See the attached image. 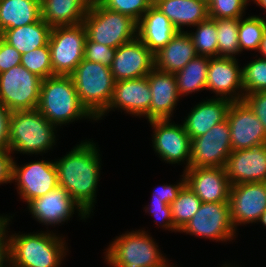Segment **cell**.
<instances>
[{"label":"cell","mask_w":266,"mask_h":267,"mask_svg":"<svg viewBox=\"0 0 266 267\" xmlns=\"http://www.w3.org/2000/svg\"><path fill=\"white\" fill-rule=\"evenodd\" d=\"M79 143V144H78ZM71 151L55 158L59 187L64 188L73 200L91 218L103 166L100 147L94 140H81Z\"/></svg>","instance_id":"obj_1"},{"label":"cell","mask_w":266,"mask_h":267,"mask_svg":"<svg viewBox=\"0 0 266 267\" xmlns=\"http://www.w3.org/2000/svg\"><path fill=\"white\" fill-rule=\"evenodd\" d=\"M42 230L9 234L10 267H60L65 264L69 253L66 238L55 229Z\"/></svg>","instance_id":"obj_2"},{"label":"cell","mask_w":266,"mask_h":267,"mask_svg":"<svg viewBox=\"0 0 266 267\" xmlns=\"http://www.w3.org/2000/svg\"><path fill=\"white\" fill-rule=\"evenodd\" d=\"M37 109L59 129L83 119L97 122L81 103L70 76L55 75L42 80Z\"/></svg>","instance_id":"obj_3"},{"label":"cell","mask_w":266,"mask_h":267,"mask_svg":"<svg viewBox=\"0 0 266 267\" xmlns=\"http://www.w3.org/2000/svg\"><path fill=\"white\" fill-rule=\"evenodd\" d=\"M58 130L60 129L51 124L38 109L12 111L9 150L12 155L22 153L28 156H43L53 151L54 146L57 147Z\"/></svg>","instance_id":"obj_4"},{"label":"cell","mask_w":266,"mask_h":267,"mask_svg":"<svg viewBox=\"0 0 266 267\" xmlns=\"http://www.w3.org/2000/svg\"><path fill=\"white\" fill-rule=\"evenodd\" d=\"M149 233L144 227L120 233L104 249V263L109 267H154L164 264L168 257Z\"/></svg>","instance_id":"obj_5"},{"label":"cell","mask_w":266,"mask_h":267,"mask_svg":"<svg viewBox=\"0 0 266 267\" xmlns=\"http://www.w3.org/2000/svg\"><path fill=\"white\" fill-rule=\"evenodd\" d=\"M69 76L81 103L97 120L113 97L115 81L111 68L83 59Z\"/></svg>","instance_id":"obj_6"},{"label":"cell","mask_w":266,"mask_h":267,"mask_svg":"<svg viewBox=\"0 0 266 267\" xmlns=\"http://www.w3.org/2000/svg\"><path fill=\"white\" fill-rule=\"evenodd\" d=\"M83 24L91 41L111 48L137 37L138 23L134 19L103 7L97 0H92Z\"/></svg>","instance_id":"obj_7"},{"label":"cell","mask_w":266,"mask_h":267,"mask_svg":"<svg viewBox=\"0 0 266 267\" xmlns=\"http://www.w3.org/2000/svg\"><path fill=\"white\" fill-rule=\"evenodd\" d=\"M179 233L226 244L238 236L231 220L229 202H202Z\"/></svg>","instance_id":"obj_8"},{"label":"cell","mask_w":266,"mask_h":267,"mask_svg":"<svg viewBox=\"0 0 266 267\" xmlns=\"http://www.w3.org/2000/svg\"><path fill=\"white\" fill-rule=\"evenodd\" d=\"M86 28L83 23L53 27L49 49L54 75L69 76L84 59Z\"/></svg>","instance_id":"obj_9"},{"label":"cell","mask_w":266,"mask_h":267,"mask_svg":"<svg viewBox=\"0 0 266 267\" xmlns=\"http://www.w3.org/2000/svg\"><path fill=\"white\" fill-rule=\"evenodd\" d=\"M152 128V149L159 160L171 165L190 167L191 138L186 133L183 123L177 124L172 119L147 121Z\"/></svg>","instance_id":"obj_10"},{"label":"cell","mask_w":266,"mask_h":267,"mask_svg":"<svg viewBox=\"0 0 266 267\" xmlns=\"http://www.w3.org/2000/svg\"><path fill=\"white\" fill-rule=\"evenodd\" d=\"M41 82L21 64L0 73V103L11 112L37 109Z\"/></svg>","instance_id":"obj_11"},{"label":"cell","mask_w":266,"mask_h":267,"mask_svg":"<svg viewBox=\"0 0 266 267\" xmlns=\"http://www.w3.org/2000/svg\"><path fill=\"white\" fill-rule=\"evenodd\" d=\"M42 158L23 163L24 165H19L14 158L12 183H15L16 191L26 205L59 186L54 160Z\"/></svg>","instance_id":"obj_12"},{"label":"cell","mask_w":266,"mask_h":267,"mask_svg":"<svg viewBox=\"0 0 266 267\" xmlns=\"http://www.w3.org/2000/svg\"><path fill=\"white\" fill-rule=\"evenodd\" d=\"M26 208L36 222L45 225L48 230L49 226H61L74 217L77 213L79 219L86 222L90 218L83 209L73 200L69 193L62 187L50 191L44 196L30 201ZM71 218V219H70ZM61 224V225H60ZM47 226V227H46Z\"/></svg>","instance_id":"obj_13"},{"label":"cell","mask_w":266,"mask_h":267,"mask_svg":"<svg viewBox=\"0 0 266 267\" xmlns=\"http://www.w3.org/2000/svg\"><path fill=\"white\" fill-rule=\"evenodd\" d=\"M232 152L228 120L191 139L190 167H224Z\"/></svg>","instance_id":"obj_14"},{"label":"cell","mask_w":266,"mask_h":267,"mask_svg":"<svg viewBox=\"0 0 266 267\" xmlns=\"http://www.w3.org/2000/svg\"><path fill=\"white\" fill-rule=\"evenodd\" d=\"M151 101L152 95L149 82L146 77L130 80L116 81L114 84L113 97L106 111L97 119V122L104 120V117L111 111L124 112L151 120Z\"/></svg>","instance_id":"obj_15"},{"label":"cell","mask_w":266,"mask_h":267,"mask_svg":"<svg viewBox=\"0 0 266 267\" xmlns=\"http://www.w3.org/2000/svg\"><path fill=\"white\" fill-rule=\"evenodd\" d=\"M229 204L232 223L238 226L257 224L266 210V186L264 182L231 185Z\"/></svg>","instance_id":"obj_16"},{"label":"cell","mask_w":266,"mask_h":267,"mask_svg":"<svg viewBox=\"0 0 266 267\" xmlns=\"http://www.w3.org/2000/svg\"><path fill=\"white\" fill-rule=\"evenodd\" d=\"M238 61V58H210L206 91L212 92L213 98H225L232 102L244 99L242 66Z\"/></svg>","instance_id":"obj_17"},{"label":"cell","mask_w":266,"mask_h":267,"mask_svg":"<svg viewBox=\"0 0 266 267\" xmlns=\"http://www.w3.org/2000/svg\"><path fill=\"white\" fill-rule=\"evenodd\" d=\"M227 120L230 127L232 151L266 144V131L244 100L231 103Z\"/></svg>","instance_id":"obj_18"},{"label":"cell","mask_w":266,"mask_h":267,"mask_svg":"<svg viewBox=\"0 0 266 267\" xmlns=\"http://www.w3.org/2000/svg\"><path fill=\"white\" fill-rule=\"evenodd\" d=\"M110 68L115 82L143 78L154 69V54L136 37L116 49Z\"/></svg>","instance_id":"obj_19"},{"label":"cell","mask_w":266,"mask_h":267,"mask_svg":"<svg viewBox=\"0 0 266 267\" xmlns=\"http://www.w3.org/2000/svg\"><path fill=\"white\" fill-rule=\"evenodd\" d=\"M230 185L264 182L266 144L232 151L224 166Z\"/></svg>","instance_id":"obj_20"},{"label":"cell","mask_w":266,"mask_h":267,"mask_svg":"<svg viewBox=\"0 0 266 267\" xmlns=\"http://www.w3.org/2000/svg\"><path fill=\"white\" fill-rule=\"evenodd\" d=\"M186 184L202 202H229L230 183L224 167H189Z\"/></svg>","instance_id":"obj_21"},{"label":"cell","mask_w":266,"mask_h":267,"mask_svg":"<svg viewBox=\"0 0 266 267\" xmlns=\"http://www.w3.org/2000/svg\"><path fill=\"white\" fill-rule=\"evenodd\" d=\"M205 99L196 103L182 121L191 139L202 136L216 124L227 119L231 100L213 97Z\"/></svg>","instance_id":"obj_22"},{"label":"cell","mask_w":266,"mask_h":267,"mask_svg":"<svg viewBox=\"0 0 266 267\" xmlns=\"http://www.w3.org/2000/svg\"><path fill=\"white\" fill-rule=\"evenodd\" d=\"M147 79L152 95L151 120L172 119L175 108L182 99L174 75L154 68Z\"/></svg>","instance_id":"obj_23"},{"label":"cell","mask_w":266,"mask_h":267,"mask_svg":"<svg viewBox=\"0 0 266 267\" xmlns=\"http://www.w3.org/2000/svg\"><path fill=\"white\" fill-rule=\"evenodd\" d=\"M177 32L168 17L154 4L144 13L137 25V37L153 54L161 50Z\"/></svg>","instance_id":"obj_24"},{"label":"cell","mask_w":266,"mask_h":267,"mask_svg":"<svg viewBox=\"0 0 266 267\" xmlns=\"http://www.w3.org/2000/svg\"><path fill=\"white\" fill-rule=\"evenodd\" d=\"M153 4L178 31L184 32L209 18L207 0H154Z\"/></svg>","instance_id":"obj_25"},{"label":"cell","mask_w":266,"mask_h":267,"mask_svg":"<svg viewBox=\"0 0 266 267\" xmlns=\"http://www.w3.org/2000/svg\"><path fill=\"white\" fill-rule=\"evenodd\" d=\"M198 54L187 31H178L175 36L154 54V68L174 74Z\"/></svg>","instance_id":"obj_26"},{"label":"cell","mask_w":266,"mask_h":267,"mask_svg":"<svg viewBox=\"0 0 266 267\" xmlns=\"http://www.w3.org/2000/svg\"><path fill=\"white\" fill-rule=\"evenodd\" d=\"M41 17L51 27L83 23L92 0H40Z\"/></svg>","instance_id":"obj_27"},{"label":"cell","mask_w":266,"mask_h":267,"mask_svg":"<svg viewBox=\"0 0 266 267\" xmlns=\"http://www.w3.org/2000/svg\"><path fill=\"white\" fill-rule=\"evenodd\" d=\"M51 27L41 18L39 21L5 30L0 37L20 54L46 46L49 41Z\"/></svg>","instance_id":"obj_28"},{"label":"cell","mask_w":266,"mask_h":267,"mask_svg":"<svg viewBox=\"0 0 266 267\" xmlns=\"http://www.w3.org/2000/svg\"><path fill=\"white\" fill-rule=\"evenodd\" d=\"M40 0H0V35L41 19Z\"/></svg>","instance_id":"obj_29"},{"label":"cell","mask_w":266,"mask_h":267,"mask_svg":"<svg viewBox=\"0 0 266 267\" xmlns=\"http://www.w3.org/2000/svg\"><path fill=\"white\" fill-rule=\"evenodd\" d=\"M209 61L210 57L197 55L182 70L173 74L181 98L206 90Z\"/></svg>","instance_id":"obj_30"},{"label":"cell","mask_w":266,"mask_h":267,"mask_svg":"<svg viewBox=\"0 0 266 267\" xmlns=\"http://www.w3.org/2000/svg\"><path fill=\"white\" fill-rule=\"evenodd\" d=\"M239 18L238 41L240 52L259 51L261 41L266 31V18L258 15H250Z\"/></svg>","instance_id":"obj_31"},{"label":"cell","mask_w":266,"mask_h":267,"mask_svg":"<svg viewBox=\"0 0 266 267\" xmlns=\"http://www.w3.org/2000/svg\"><path fill=\"white\" fill-rule=\"evenodd\" d=\"M186 31L190 35L198 55L210 58L218 57L216 19L208 18L194 26L193 31Z\"/></svg>","instance_id":"obj_32"},{"label":"cell","mask_w":266,"mask_h":267,"mask_svg":"<svg viewBox=\"0 0 266 267\" xmlns=\"http://www.w3.org/2000/svg\"><path fill=\"white\" fill-rule=\"evenodd\" d=\"M218 57L241 56L238 41L239 18L216 19Z\"/></svg>","instance_id":"obj_33"},{"label":"cell","mask_w":266,"mask_h":267,"mask_svg":"<svg viewBox=\"0 0 266 267\" xmlns=\"http://www.w3.org/2000/svg\"><path fill=\"white\" fill-rule=\"evenodd\" d=\"M202 201L185 184L177 195V198L170 203L174 226L180 231L184 225L194 216Z\"/></svg>","instance_id":"obj_34"},{"label":"cell","mask_w":266,"mask_h":267,"mask_svg":"<svg viewBox=\"0 0 266 267\" xmlns=\"http://www.w3.org/2000/svg\"><path fill=\"white\" fill-rule=\"evenodd\" d=\"M255 56L242 66L244 96L253 92H266V59Z\"/></svg>","instance_id":"obj_35"},{"label":"cell","mask_w":266,"mask_h":267,"mask_svg":"<svg viewBox=\"0 0 266 267\" xmlns=\"http://www.w3.org/2000/svg\"><path fill=\"white\" fill-rule=\"evenodd\" d=\"M21 65L42 80L53 74L49 44L21 54Z\"/></svg>","instance_id":"obj_36"},{"label":"cell","mask_w":266,"mask_h":267,"mask_svg":"<svg viewBox=\"0 0 266 267\" xmlns=\"http://www.w3.org/2000/svg\"><path fill=\"white\" fill-rule=\"evenodd\" d=\"M207 3L211 19L241 18L252 4L250 0H207Z\"/></svg>","instance_id":"obj_37"},{"label":"cell","mask_w":266,"mask_h":267,"mask_svg":"<svg viewBox=\"0 0 266 267\" xmlns=\"http://www.w3.org/2000/svg\"><path fill=\"white\" fill-rule=\"evenodd\" d=\"M103 7L127 15L137 23L153 5L154 0H97Z\"/></svg>","instance_id":"obj_38"},{"label":"cell","mask_w":266,"mask_h":267,"mask_svg":"<svg viewBox=\"0 0 266 267\" xmlns=\"http://www.w3.org/2000/svg\"><path fill=\"white\" fill-rule=\"evenodd\" d=\"M116 48L96 43L88 37L85 39L84 59L95 63H100L105 67H111Z\"/></svg>","instance_id":"obj_39"},{"label":"cell","mask_w":266,"mask_h":267,"mask_svg":"<svg viewBox=\"0 0 266 267\" xmlns=\"http://www.w3.org/2000/svg\"><path fill=\"white\" fill-rule=\"evenodd\" d=\"M144 206L145 213L150 214L149 216H153L156 223V227L162 228L163 230H168L175 233H179V230L174 226L173 219H172V212L170 205L166 204L165 202H150ZM158 222V224H157Z\"/></svg>","instance_id":"obj_40"},{"label":"cell","mask_w":266,"mask_h":267,"mask_svg":"<svg viewBox=\"0 0 266 267\" xmlns=\"http://www.w3.org/2000/svg\"><path fill=\"white\" fill-rule=\"evenodd\" d=\"M15 214H0V267H10V240L8 231ZM12 219V220H11Z\"/></svg>","instance_id":"obj_41"},{"label":"cell","mask_w":266,"mask_h":267,"mask_svg":"<svg viewBox=\"0 0 266 267\" xmlns=\"http://www.w3.org/2000/svg\"><path fill=\"white\" fill-rule=\"evenodd\" d=\"M179 180L174 185L165 183L157 188L155 186L154 190L151 192V202H165L166 204L170 205V203L177 198V195L182 187L186 184L185 174L183 171Z\"/></svg>","instance_id":"obj_42"},{"label":"cell","mask_w":266,"mask_h":267,"mask_svg":"<svg viewBox=\"0 0 266 267\" xmlns=\"http://www.w3.org/2000/svg\"><path fill=\"white\" fill-rule=\"evenodd\" d=\"M21 64V54L0 37V73Z\"/></svg>","instance_id":"obj_43"},{"label":"cell","mask_w":266,"mask_h":267,"mask_svg":"<svg viewBox=\"0 0 266 267\" xmlns=\"http://www.w3.org/2000/svg\"><path fill=\"white\" fill-rule=\"evenodd\" d=\"M243 100L254 111L266 131V92L249 93Z\"/></svg>","instance_id":"obj_44"},{"label":"cell","mask_w":266,"mask_h":267,"mask_svg":"<svg viewBox=\"0 0 266 267\" xmlns=\"http://www.w3.org/2000/svg\"><path fill=\"white\" fill-rule=\"evenodd\" d=\"M9 148L0 147V185L12 183L13 161Z\"/></svg>","instance_id":"obj_45"},{"label":"cell","mask_w":266,"mask_h":267,"mask_svg":"<svg viewBox=\"0 0 266 267\" xmlns=\"http://www.w3.org/2000/svg\"><path fill=\"white\" fill-rule=\"evenodd\" d=\"M11 111L0 103V147L9 148V128Z\"/></svg>","instance_id":"obj_46"},{"label":"cell","mask_w":266,"mask_h":267,"mask_svg":"<svg viewBox=\"0 0 266 267\" xmlns=\"http://www.w3.org/2000/svg\"><path fill=\"white\" fill-rule=\"evenodd\" d=\"M257 54H260L259 57L265 58L266 59V31L264 33L263 39L260 44V48Z\"/></svg>","instance_id":"obj_47"},{"label":"cell","mask_w":266,"mask_h":267,"mask_svg":"<svg viewBox=\"0 0 266 267\" xmlns=\"http://www.w3.org/2000/svg\"><path fill=\"white\" fill-rule=\"evenodd\" d=\"M254 3V5L259 6L260 8L264 9V13L266 14V0H250V2ZM266 17L265 15L263 16Z\"/></svg>","instance_id":"obj_48"},{"label":"cell","mask_w":266,"mask_h":267,"mask_svg":"<svg viewBox=\"0 0 266 267\" xmlns=\"http://www.w3.org/2000/svg\"><path fill=\"white\" fill-rule=\"evenodd\" d=\"M260 224V225H262L263 226V228L265 227V229H266V210L263 212V214L260 216V218H259V220H258V222H257V224Z\"/></svg>","instance_id":"obj_49"},{"label":"cell","mask_w":266,"mask_h":267,"mask_svg":"<svg viewBox=\"0 0 266 267\" xmlns=\"http://www.w3.org/2000/svg\"><path fill=\"white\" fill-rule=\"evenodd\" d=\"M154 267H178L177 264L174 265V263H170V260L168 259L164 264L162 265H156Z\"/></svg>","instance_id":"obj_50"},{"label":"cell","mask_w":266,"mask_h":267,"mask_svg":"<svg viewBox=\"0 0 266 267\" xmlns=\"http://www.w3.org/2000/svg\"><path fill=\"white\" fill-rule=\"evenodd\" d=\"M236 264L234 263V265H233V263H224V264H222V266L221 267H239V265H236Z\"/></svg>","instance_id":"obj_51"}]
</instances>
